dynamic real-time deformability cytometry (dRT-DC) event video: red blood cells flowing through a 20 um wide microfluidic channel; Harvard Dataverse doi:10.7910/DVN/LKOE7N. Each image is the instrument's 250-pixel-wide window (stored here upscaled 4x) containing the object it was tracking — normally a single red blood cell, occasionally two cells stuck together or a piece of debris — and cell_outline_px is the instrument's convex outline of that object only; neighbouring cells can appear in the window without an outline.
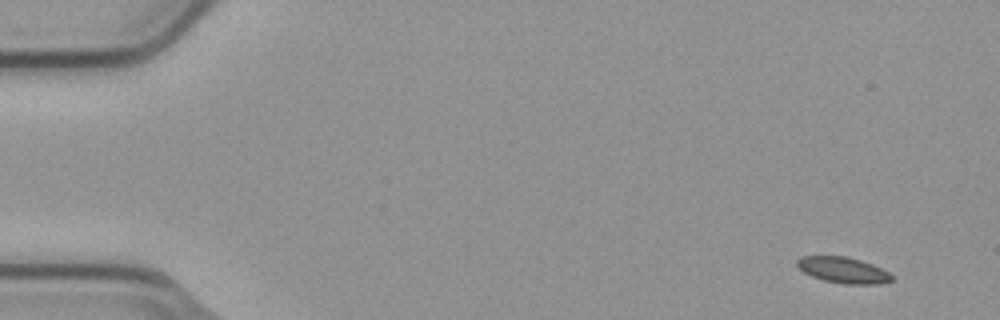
{"species": "common noctule bat (a hibernating species)", "species_latin": "Nyctalus noctula", "temperature_condition": "cold", "stored_images_in_passage": 4, "camera_frame_rate_fps": 3000, "um_per_image_px": 0.085, "animal": {"sex": "male", "body_mass_g": 23.1, "forearm_length_mm": 52.7}, "frame": {"image": 1, "passage_image": 1, "time_ms": 0.0, "image_size_px": [1000, 320], "cell_outline_px": [[892, 280], [880, 284], [844, 284], [824, 280], [812, 276], [804, 272], [796, 264], [796, 260], [800, 256], [844, 256], [860, 260], [872, 264], [888, 272], [892, 276]], "centroid_in_image_um": [71.65, 22.95], "position_along_channel_um": 13.3, "area_um2": 14.22}}